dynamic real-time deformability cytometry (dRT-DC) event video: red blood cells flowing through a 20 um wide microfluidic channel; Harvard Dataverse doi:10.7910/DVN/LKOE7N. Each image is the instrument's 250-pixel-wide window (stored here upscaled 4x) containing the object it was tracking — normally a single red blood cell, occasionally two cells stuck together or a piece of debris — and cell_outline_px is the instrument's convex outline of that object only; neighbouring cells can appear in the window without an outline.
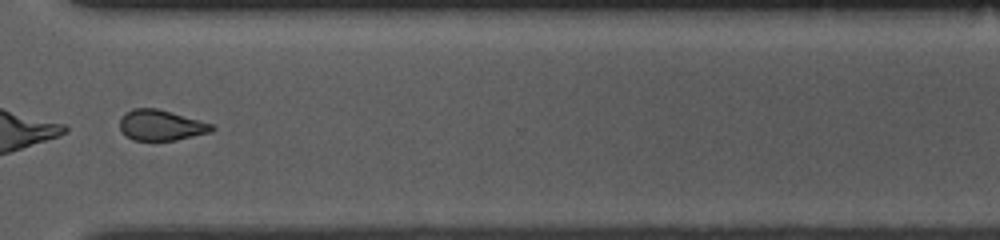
{"species": "common noctule bat (a hibernating species)", "species_latin": "Nyctalus noctula", "temperature_condition": "room temperature", "stored_images_in_passage": 44, "camera_frame_rate_fps": 3000, "um_per_image_px": 0.085, "animal": {"sex": "female", "body_mass_g": 10.0, "forearm_length_mm": 53.1}, "frame": {"image": 1, "passage_image": 32, "time_ms": 10.333, "image_size_px": [1000, 240], "cell_outline_px": [[216, 128], [212, 132], [176, 140], [132, 140], [120, 128], [120, 120], [132, 108], [156, 108], [212, 124]], "centroid_in_image_um": [13.71, 10.65], "position_along_channel_um": 356.9, "area_um2": 16.07}, "authors_computed_cell_mechanics": {"area_um2": 17.9469, "velocity_mm_per_s": 3.7361, "shape_relaxation_time_tau1_ms": 5.3526, "shape_relaxation_time_tau2_ms": 4.1229, "deformation_change_tau1": 0.1037, "deformation_change_tau2": 0.0987}}